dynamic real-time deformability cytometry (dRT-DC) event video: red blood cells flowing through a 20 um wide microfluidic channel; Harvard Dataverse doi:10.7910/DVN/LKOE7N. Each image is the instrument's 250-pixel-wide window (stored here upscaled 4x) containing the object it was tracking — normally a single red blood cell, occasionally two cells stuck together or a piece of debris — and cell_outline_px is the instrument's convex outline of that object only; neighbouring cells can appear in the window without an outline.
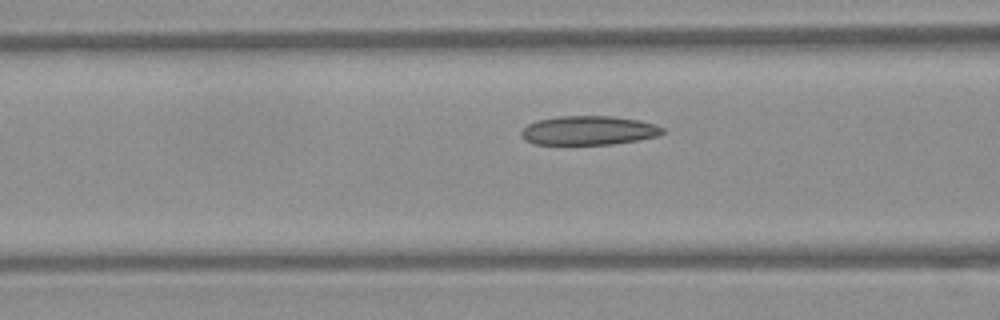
{"species": "Egyptian fruit bat (a non-hibernating species)", "species_latin": "Rousettus aegyptiacus", "temperature_condition": "warm", "stored_images_in_passage": 18, "camera_frame_rate_fps": 3000, "um_per_image_px": 0.085, "frame": {"image": 1, "passage_image": 13, "time_ms": 4.0, "image_size_px": [1000, 320], "cell_outline_px": [[664, 132], [656, 136], [636, 140], [612, 144], [532, 144], [524, 140], [520, 136], [520, 132], [528, 124], [536, 120], [560, 116], [612, 116], [640, 120], [656, 124], [664, 128]], "centroid_in_image_um": [50.0, 11.08], "position_along_channel_um": 116.6, "area_um2": 23.99}}
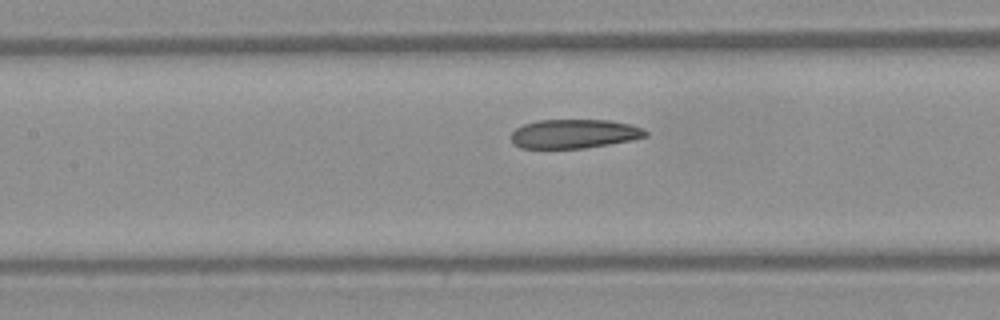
{"frame": {"image": 2, "passage_image": 16, "time_ms": 5.0, "image_size_px": [1000, 320], "cell_outline_px": [[648, 136], [632, 140], [584, 148], [520, 148], [512, 144], [512, 132], [516, 128], [524, 124], [536, 120], [612, 120], [632, 124], [644, 128], [648, 132]], "centroid_in_image_um": [48.83, 11.36], "position_along_channel_um": 158.6, "area_um2": 22.95}}